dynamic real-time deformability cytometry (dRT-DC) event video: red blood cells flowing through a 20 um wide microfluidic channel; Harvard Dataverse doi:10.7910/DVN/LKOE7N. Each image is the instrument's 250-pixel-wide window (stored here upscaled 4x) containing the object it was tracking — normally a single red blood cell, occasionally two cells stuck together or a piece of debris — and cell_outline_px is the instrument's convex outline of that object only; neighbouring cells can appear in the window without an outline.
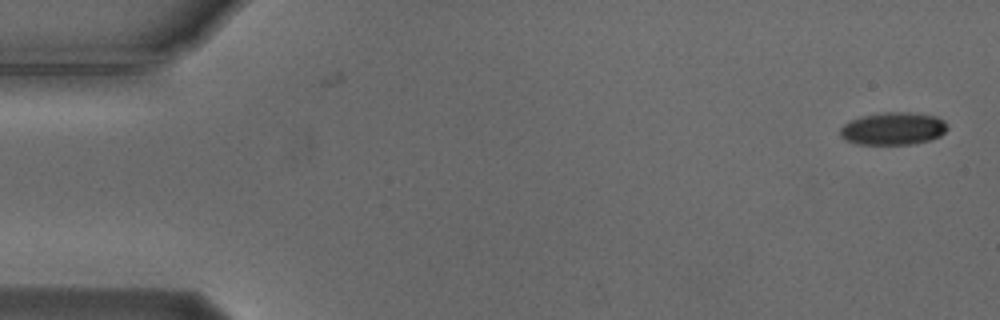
{"species": "Egyptian fruit bat (a non-hibernating species)", "species_latin": "Rousettus aegyptiacus", "temperature_condition": "cold", "stored_images_in_passage": 54, "camera_frame_rate_fps": 3000, "um_per_image_px": 0.085, "animal": {"sex": "male"}, "frame": {"image": 1, "passage_image": 1, "time_ms": 0.0, "image_size_px": [1000, 320], "cell_outline_px": [[948, 128], [940, 136], [916, 144], [856, 144], [844, 140], [840, 136], [840, 128], [844, 124], [860, 116], [888, 112], [912, 112], [936, 116], [944, 120]], "centroid_in_image_um": [75.91, 10.93], "position_along_channel_um": 9.1, "area_um2": 20.46}}
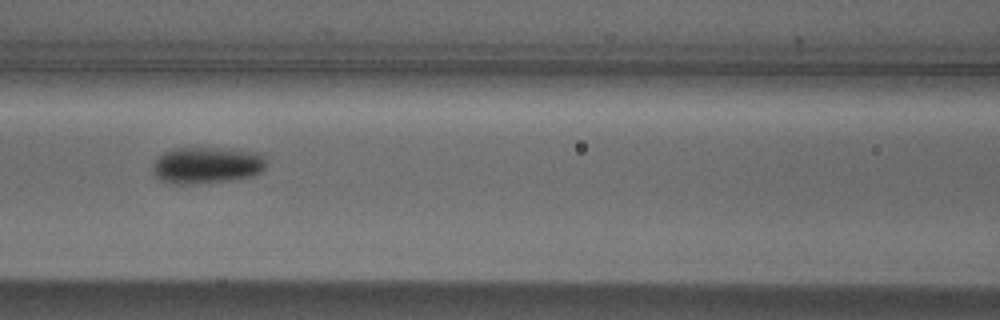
{"frame": {"image": 2, "passage_image": 23, "time_ms": 7.333, "image_size_px": [1000, 320], "cell_outline_px": [[264, 168], [260, 172], [252, 176], [224, 180], [188, 184], [168, 184], [160, 180], [152, 172], [152, 164], [164, 152], [172, 148], [228, 148], [256, 152], [264, 156]], "centroid_in_image_um": [17.52, 14.03], "position_along_channel_um": 149.1, "area_um2": 24.1}}
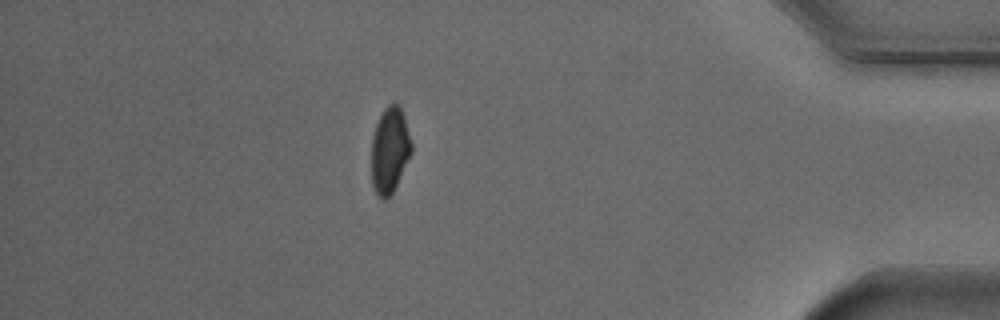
{"frame": {"image": 3, "passage_image": 47, "time_ms": 15.333, "image_size_px": [1000, 320], "cell_outline_px": [[412, 152], [392, 192], [384, 200], [376, 192], [372, 184], [372, 136], [376, 124], [384, 108], [388, 104], [400, 104], [404, 116], [412, 144]], "centroid_in_image_um": [33.13, 12.71], "position_along_channel_um": 402.1, "area_um2": 19.71}, "authors_computed_cell_mechanics": {"area_um2": 21.7328, "velocity_mm_per_s": 3.7416, "shape_relaxation_time_tau1_ms": 2.8569, "shape_relaxation_time_tau2_ms": null, "deformation_change_tau1": 0.0898, "deformation_change_tau2": null}}